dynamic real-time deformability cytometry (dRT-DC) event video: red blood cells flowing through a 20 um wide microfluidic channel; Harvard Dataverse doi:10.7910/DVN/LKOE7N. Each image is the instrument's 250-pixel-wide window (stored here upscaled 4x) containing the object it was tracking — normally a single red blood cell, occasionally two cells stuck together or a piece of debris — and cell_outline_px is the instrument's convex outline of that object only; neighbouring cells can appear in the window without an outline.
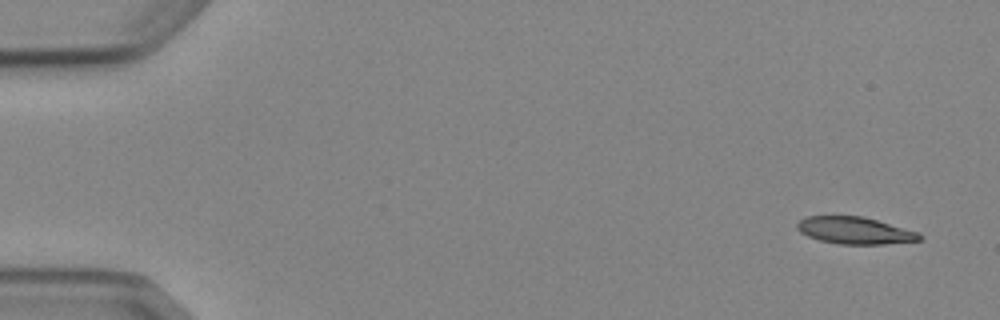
{"species": "Egyptian fruit bat (a non-hibernating species)", "species_latin": "Rousettus aegyptiacus", "temperature_condition": "cold", "stored_images_in_passage": 6, "camera_frame_rate_fps": 3000, "um_per_image_px": 0.085, "animal": {"sex": "female"}, "frame": {"image": 1, "passage_image": 1, "time_ms": 0.0, "image_size_px": [1000, 320], "cell_outline_px": [[924, 236], [920, 240], [884, 244], [836, 244], [820, 240], [808, 236], [800, 232], [796, 228], [796, 224], [804, 216], [864, 216], [920, 232]], "centroid_in_image_um": [72.67, 19.59], "position_along_channel_um": 12.3, "area_um2": 19.48}}
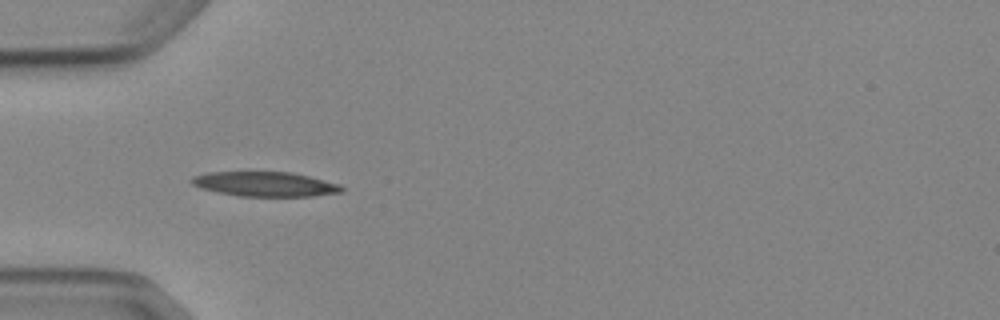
{"frame": {"image": 2, "passage_image": 5, "time_ms": 4.667, "image_size_px": [1000, 320], "cell_outline_px": [[344, 192], [312, 196], [240, 196], [216, 192], [200, 188], [192, 184], [188, 180], [192, 176], [208, 172], [292, 172], [340, 184], [344, 188]], "centroid_in_image_um": [22.51, 15.65], "position_along_channel_um": 62.5, "area_um2": 21.68}}
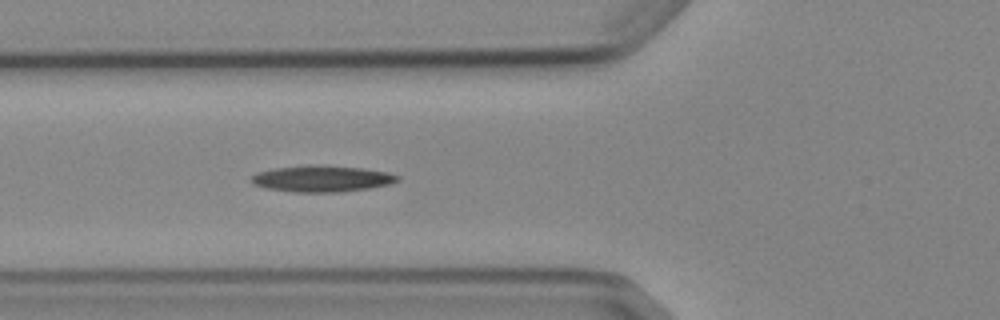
{"frame": {"image": 3, "passage_image": 6, "time_ms": 5.667, "image_size_px": [1000, 320], "cell_outline_px": [[400, 180], [388, 184], [368, 188], [340, 192], [292, 192], [268, 188], [252, 184], [252, 176], [256, 172], [272, 168], [304, 164], [324, 164], [364, 168], [388, 172], [400, 176]], "centroid_in_image_um": [27.35, 15.16], "position_along_channel_um": 98.5, "area_um2": 22.83}}